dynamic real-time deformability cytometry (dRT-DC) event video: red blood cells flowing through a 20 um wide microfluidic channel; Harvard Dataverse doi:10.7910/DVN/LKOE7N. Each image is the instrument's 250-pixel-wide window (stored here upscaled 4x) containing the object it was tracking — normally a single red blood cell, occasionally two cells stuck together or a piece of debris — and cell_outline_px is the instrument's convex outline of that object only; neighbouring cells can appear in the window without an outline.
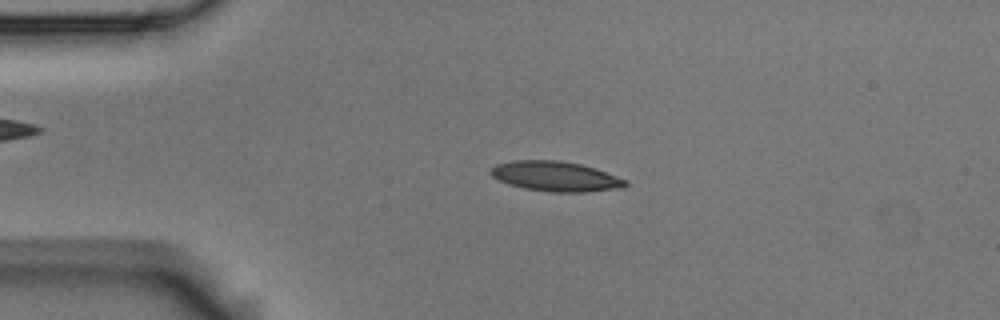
{"species": "Egyptian fruit bat (a non-hibernating species)", "species_latin": "Rousettus aegyptiacus", "temperature_condition": "room temperature", "stored_images_in_passage": 3, "camera_frame_rate_fps": 3000, "um_per_image_px": 0.085, "animal": {"sex": "male"}, "frame": {"image": 1, "passage_image": 3, "time_ms": 0.667, "image_size_px": [1000, 320], "cell_outline_px": [[628, 184], [624, 188], [584, 192], [552, 192], [524, 188], [508, 184], [492, 176], [488, 172], [496, 164], [512, 160], [560, 160], [580, 164], [596, 168], [628, 180]], "centroid_in_image_um": [47.25, 14.98], "position_along_channel_um": 37.7, "area_um2": 23.7}}